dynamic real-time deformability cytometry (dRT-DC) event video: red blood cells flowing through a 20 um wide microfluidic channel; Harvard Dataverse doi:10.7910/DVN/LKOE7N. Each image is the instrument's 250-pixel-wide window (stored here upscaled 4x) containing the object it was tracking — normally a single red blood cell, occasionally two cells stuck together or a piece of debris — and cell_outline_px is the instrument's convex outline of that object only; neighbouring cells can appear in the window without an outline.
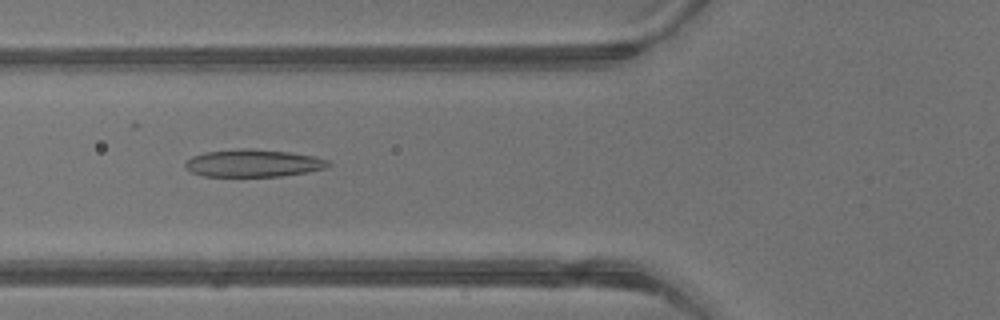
{"species": "common noctule bat (a hibernating species)", "species_latin": "Nyctalus noctula", "temperature_condition": "warm", "stored_images_in_passage": 3, "camera_frame_rate_fps": 3000, "um_per_image_px": 0.085, "animal": {"sex": "male", "body_mass_g": 13.3}, "frame": {"image": 1, "passage_image": 3, "time_ms": 0.667, "image_size_px": [1000, 320], "cell_outline_px": [[332, 164], [324, 168], [308, 172], [280, 176], [204, 176], [192, 172], [184, 168], [184, 160], [192, 156], [204, 152], [240, 148], [248, 148], [288, 152], [312, 156], [328, 160]], "centroid_in_image_um": [21.47, 13.86], "position_along_channel_um": 104.3, "area_um2": 22.95}}